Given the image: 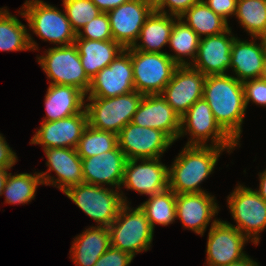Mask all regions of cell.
Returning a JSON list of instances; mask_svg holds the SVG:
<instances>
[{"label":"cell","mask_w":266,"mask_h":266,"mask_svg":"<svg viewBox=\"0 0 266 266\" xmlns=\"http://www.w3.org/2000/svg\"><path fill=\"white\" fill-rule=\"evenodd\" d=\"M148 3L154 10L164 1V0H144Z\"/></svg>","instance_id":"7dc6e473"},{"label":"cell","mask_w":266,"mask_h":266,"mask_svg":"<svg viewBox=\"0 0 266 266\" xmlns=\"http://www.w3.org/2000/svg\"><path fill=\"white\" fill-rule=\"evenodd\" d=\"M172 143L174 142L164 132L132 122L124 126L118 134V146L127 160L161 158Z\"/></svg>","instance_id":"4fadbf2b"},{"label":"cell","mask_w":266,"mask_h":266,"mask_svg":"<svg viewBox=\"0 0 266 266\" xmlns=\"http://www.w3.org/2000/svg\"><path fill=\"white\" fill-rule=\"evenodd\" d=\"M161 158L127 160L121 186L141 195L158 194L169 188V167ZM138 161L140 162L138 165Z\"/></svg>","instance_id":"5bb4252c"},{"label":"cell","mask_w":266,"mask_h":266,"mask_svg":"<svg viewBox=\"0 0 266 266\" xmlns=\"http://www.w3.org/2000/svg\"><path fill=\"white\" fill-rule=\"evenodd\" d=\"M262 78L266 79V61H265V65H264V71H263Z\"/></svg>","instance_id":"c3c4849f"},{"label":"cell","mask_w":266,"mask_h":266,"mask_svg":"<svg viewBox=\"0 0 266 266\" xmlns=\"http://www.w3.org/2000/svg\"><path fill=\"white\" fill-rule=\"evenodd\" d=\"M229 27L225 32L200 38L197 55L190 64L204 75L227 74L231 64V46L235 39Z\"/></svg>","instance_id":"ffe728a7"},{"label":"cell","mask_w":266,"mask_h":266,"mask_svg":"<svg viewBox=\"0 0 266 266\" xmlns=\"http://www.w3.org/2000/svg\"><path fill=\"white\" fill-rule=\"evenodd\" d=\"M178 18L154 10L141 28L137 39L141 43H135L132 48L143 52L167 53L160 50L169 44L172 27Z\"/></svg>","instance_id":"4316f807"},{"label":"cell","mask_w":266,"mask_h":266,"mask_svg":"<svg viewBox=\"0 0 266 266\" xmlns=\"http://www.w3.org/2000/svg\"><path fill=\"white\" fill-rule=\"evenodd\" d=\"M154 9L144 0H128L107 12L113 40L124 48L137 43L142 26Z\"/></svg>","instance_id":"2e32d148"},{"label":"cell","mask_w":266,"mask_h":266,"mask_svg":"<svg viewBox=\"0 0 266 266\" xmlns=\"http://www.w3.org/2000/svg\"><path fill=\"white\" fill-rule=\"evenodd\" d=\"M256 39H259L262 43L263 46V51H264V57H265V61H266V34L259 36V37H255V41Z\"/></svg>","instance_id":"bcb514c9"},{"label":"cell","mask_w":266,"mask_h":266,"mask_svg":"<svg viewBox=\"0 0 266 266\" xmlns=\"http://www.w3.org/2000/svg\"><path fill=\"white\" fill-rule=\"evenodd\" d=\"M39 184L43 185L39 172H35L34 175L30 173L12 175L9 173L1 196L5 195L7 204H26L32 199L34 200Z\"/></svg>","instance_id":"1f68e13d"},{"label":"cell","mask_w":266,"mask_h":266,"mask_svg":"<svg viewBox=\"0 0 266 266\" xmlns=\"http://www.w3.org/2000/svg\"><path fill=\"white\" fill-rule=\"evenodd\" d=\"M118 146V135L102 131L87 125L76 147L81 159L93 157L114 150Z\"/></svg>","instance_id":"836d02e7"},{"label":"cell","mask_w":266,"mask_h":266,"mask_svg":"<svg viewBox=\"0 0 266 266\" xmlns=\"http://www.w3.org/2000/svg\"><path fill=\"white\" fill-rule=\"evenodd\" d=\"M209 193L176 194V219L183 227L203 236L219 206Z\"/></svg>","instance_id":"7402d4cb"},{"label":"cell","mask_w":266,"mask_h":266,"mask_svg":"<svg viewBox=\"0 0 266 266\" xmlns=\"http://www.w3.org/2000/svg\"><path fill=\"white\" fill-rule=\"evenodd\" d=\"M134 90L131 47H128L91 79L85 96L87 98H110Z\"/></svg>","instance_id":"8fae6325"},{"label":"cell","mask_w":266,"mask_h":266,"mask_svg":"<svg viewBox=\"0 0 266 266\" xmlns=\"http://www.w3.org/2000/svg\"><path fill=\"white\" fill-rule=\"evenodd\" d=\"M200 37L183 20L178 18L172 27L169 38V45L176 53L175 55L167 53L178 66L190 65L193 63L199 47ZM192 58L191 62L183 57Z\"/></svg>","instance_id":"f546056e"},{"label":"cell","mask_w":266,"mask_h":266,"mask_svg":"<svg viewBox=\"0 0 266 266\" xmlns=\"http://www.w3.org/2000/svg\"><path fill=\"white\" fill-rule=\"evenodd\" d=\"M179 18L192 28L200 38L203 35L206 37L220 34L229 28L228 22L211 10L203 0L192 5Z\"/></svg>","instance_id":"f1b7e54d"},{"label":"cell","mask_w":266,"mask_h":266,"mask_svg":"<svg viewBox=\"0 0 266 266\" xmlns=\"http://www.w3.org/2000/svg\"><path fill=\"white\" fill-rule=\"evenodd\" d=\"M252 41L240 40L235 37L231 46V64L229 69L234 72L240 82L261 78L264 71L265 57L263 46Z\"/></svg>","instance_id":"603a6c76"},{"label":"cell","mask_w":266,"mask_h":266,"mask_svg":"<svg viewBox=\"0 0 266 266\" xmlns=\"http://www.w3.org/2000/svg\"><path fill=\"white\" fill-rule=\"evenodd\" d=\"M78 31L76 38L89 40H113L110 20L107 12H102Z\"/></svg>","instance_id":"d590c367"},{"label":"cell","mask_w":266,"mask_h":266,"mask_svg":"<svg viewBox=\"0 0 266 266\" xmlns=\"http://www.w3.org/2000/svg\"><path fill=\"white\" fill-rule=\"evenodd\" d=\"M227 198L230 213L237 226L228 224L258 245L259 235L266 229V202L256 191L241 184Z\"/></svg>","instance_id":"30bf717a"},{"label":"cell","mask_w":266,"mask_h":266,"mask_svg":"<svg viewBox=\"0 0 266 266\" xmlns=\"http://www.w3.org/2000/svg\"><path fill=\"white\" fill-rule=\"evenodd\" d=\"M133 256L119 249L109 247V249L99 257L94 266H129Z\"/></svg>","instance_id":"74e56055"},{"label":"cell","mask_w":266,"mask_h":266,"mask_svg":"<svg viewBox=\"0 0 266 266\" xmlns=\"http://www.w3.org/2000/svg\"><path fill=\"white\" fill-rule=\"evenodd\" d=\"M88 125V115L84 108L80 113L57 121H42L30 144H40L46 148H76L81 135Z\"/></svg>","instance_id":"ac0fdd59"},{"label":"cell","mask_w":266,"mask_h":266,"mask_svg":"<svg viewBox=\"0 0 266 266\" xmlns=\"http://www.w3.org/2000/svg\"><path fill=\"white\" fill-rule=\"evenodd\" d=\"M259 175V190H255L259 196L266 202V169Z\"/></svg>","instance_id":"7bdbcfd3"},{"label":"cell","mask_w":266,"mask_h":266,"mask_svg":"<svg viewBox=\"0 0 266 266\" xmlns=\"http://www.w3.org/2000/svg\"><path fill=\"white\" fill-rule=\"evenodd\" d=\"M45 53L37 61L50 79L49 84L74 86L87 93L91 79L82 66L74 43L49 48Z\"/></svg>","instance_id":"52a82bcc"},{"label":"cell","mask_w":266,"mask_h":266,"mask_svg":"<svg viewBox=\"0 0 266 266\" xmlns=\"http://www.w3.org/2000/svg\"><path fill=\"white\" fill-rule=\"evenodd\" d=\"M200 0H164L155 11L163 14H168L176 17L183 15L192 5ZM166 6L169 8L165 10ZM168 11V12H167Z\"/></svg>","instance_id":"f35d334b"},{"label":"cell","mask_w":266,"mask_h":266,"mask_svg":"<svg viewBox=\"0 0 266 266\" xmlns=\"http://www.w3.org/2000/svg\"><path fill=\"white\" fill-rule=\"evenodd\" d=\"M47 157V172H39L43 185H54L63 193L72 186L84 183L82 174V159L76 148H46L43 149ZM54 171L57 178L48 172ZM57 185V186H56Z\"/></svg>","instance_id":"d6986e66"},{"label":"cell","mask_w":266,"mask_h":266,"mask_svg":"<svg viewBox=\"0 0 266 266\" xmlns=\"http://www.w3.org/2000/svg\"><path fill=\"white\" fill-rule=\"evenodd\" d=\"M203 98L216 122L239 144L247 109L243 83L230 74L208 75L204 82Z\"/></svg>","instance_id":"6da1fadb"},{"label":"cell","mask_w":266,"mask_h":266,"mask_svg":"<svg viewBox=\"0 0 266 266\" xmlns=\"http://www.w3.org/2000/svg\"><path fill=\"white\" fill-rule=\"evenodd\" d=\"M224 147L186 145L169 167V189L176 194L202 193L199 186L213 172Z\"/></svg>","instance_id":"7a4b0ae2"},{"label":"cell","mask_w":266,"mask_h":266,"mask_svg":"<svg viewBox=\"0 0 266 266\" xmlns=\"http://www.w3.org/2000/svg\"><path fill=\"white\" fill-rule=\"evenodd\" d=\"M149 197L139 207L145 213L153 230L155 224L167 226L176 220V193L174 191L168 188Z\"/></svg>","instance_id":"4dcf8cb0"},{"label":"cell","mask_w":266,"mask_h":266,"mask_svg":"<svg viewBox=\"0 0 266 266\" xmlns=\"http://www.w3.org/2000/svg\"><path fill=\"white\" fill-rule=\"evenodd\" d=\"M249 240L226 221L214 219L206 245L207 266H224L242 260L247 254L244 244Z\"/></svg>","instance_id":"7c38bea8"},{"label":"cell","mask_w":266,"mask_h":266,"mask_svg":"<svg viewBox=\"0 0 266 266\" xmlns=\"http://www.w3.org/2000/svg\"><path fill=\"white\" fill-rule=\"evenodd\" d=\"M5 8H0V51L38 50L25 25Z\"/></svg>","instance_id":"83f0119b"},{"label":"cell","mask_w":266,"mask_h":266,"mask_svg":"<svg viewBox=\"0 0 266 266\" xmlns=\"http://www.w3.org/2000/svg\"><path fill=\"white\" fill-rule=\"evenodd\" d=\"M235 16L251 37L266 34V0H237Z\"/></svg>","instance_id":"d6a6232c"},{"label":"cell","mask_w":266,"mask_h":266,"mask_svg":"<svg viewBox=\"0 0 266 266\" xmlns=\"http://www.w3.org/2000/svg\"><path fill=\"white\" fill-rule=\"evenodd\" d=\"M74 44L77 47L82 66L90 79L108 66L125 49L114 40L76 38Z\"/></svg>","instance_id":"d4e9b609"},{"label":"cell","mask_w":266,"mask_h":266,"mask_svg":"<svg viewBox=\"0 0 266 266\" xmlns=\"http://www.w3.org/2000/svg\"><path fill=\"white\" fill-rule=\"evenodd\" d=\"M110 246L109 228L91 226L74 239L70 257L77 266H94Z\"/></svg>","instance_id":"484cf974"},{"label":"cell","mask_w":266,"mask_h":266,"mask_svg":"<svg viewBox=\"0 0 266 266\" xmlns=\"http://www.w3.org/2000/svg\"><path fill=\"white\" fill-rule=\"evenodd\" d=\"M143 96L134 90L110 98H87L86 102H90L85 104L88 125L118 135L121 129L132 121Z\"/></svg>","instance_id":"8992f818"},{"label":"cell","mask_w":266,"mask_h":266,"mask_svg":"<svg viewBox=\"0 0 266 266\" xmlns=\"http://www.w3.org/2000/svg\"><path fill=\"white\" fill-rule=\"evenodd\" d=\"M217 15L228 22L229 16L236 14L237 0H203Z\"/></svg>","instance_id":"ab89813d"},{"label":"cell","mask_w":266,"mask_h":266,"mask_svg":"<svg viewBox=\"0 0 266 266\" xmlns=\"http://www.w3.org/2000/svg\"><path fill=\"white\" fill-rule=\"evenodd\" d=\"M85 94L74 86L50 84L45 95V122L57 121L80 113L85 108Z\"/></svg>","instance_id":"cb8c5ba5"},{"label":"cell","mask_w":266,"mask_h":266,"mask_svg":"<svg viewBox=\"0 0 266 266\" xmlns=\"http://www.w3.org/2000/svg\"><path fill=\"white\" fill-rule=\"evenodd\" d=\"M131 122L160 130L173 142L179 138L181 118L161 94L144 95Z\"/></svg>","instance_id":"e0dca14e"},{"label":"cell","mask_w":266,"mask_h":266,"mask_svg":"<svg viewBox=\"0 0 266 266\" xmlns=\"http://www.w3.org/2000/svg\"><path fill=\"white\" fill-rule=\"evenodd\" d=\"M20 15L28 23L30 30L43 41H49L58 46L73 44L76 32L72 29L65 11L42 0H26Z\"/></svg>","instance_id":"5b68a950"},{"label":"cell","mask_w":266,"mask_h":266,"mask_svg":"<svg viewBox=\"0 0 266 266\" xmlns=\"http://www.w3.org/2000/svg\"><path fill=\"white\" fill-rule=\"evenodd\" d=\"M224 266H259V264L247 255L240 261H237V262H234L228 265H224Z\"/></svg>","instance_id":"ee69618b"},{"label":"cell","mask_w":266,"mask_h":266,"mask_svg":"<svg viewBox=\"0 0 266 266\" xmlns=\"http://www.w3.org/2000/svg\"><path fill=\"white\" fill-rule=\"evenodd\" d=\"M243 88L246 108L250 101L266 106V79L261 77L244 81Z\"/></svg>","instance_id":"8d00e7d4"},{"label":"cell","mask_w":266,"mask_h":266,"mask_svg":"<svg viewBox=\"0 0 266 266\" xmlns=\"http://www.w3.org/2000/svg\"><path fill=\"white\" fill-rule=\"evenodd\" d=\"M17 160L16 153L10 148L0 133V169H11Z\"/></svg>","instance_id":"60d3db41"},{"label":"cell","mask_w":266,"mask_h":266,"mask_svg":"<svg viewBox=\"0 0 266 266\" xmlns=\"http://www.w3.org/2000/svg\"><path fill=\"white\" fill-rule=\"evenodd\" d=\"M134 89L143 94H161L178 67L167 53L143 52L131 47Z\"/></svg>","instance_id":"9c48e42d"},{"label":"cell","mask_w":266,"mask_h":266,"mask_svg":"<svg viewBox=\"0 0 266 266\" xmlns=\"http://www.w3.org/2000/svg\"><path fill=\"white\" fill-rule=\"evenodd\" d=\"M10 169H0V196H1V192L5 187V183L9 174Z\"/></svg>","instance_id":"f6af8a7d"},{"label":"cell","mask_w":266,"mask_h":266,"mask_svg":"<svg viewBox=\"0 0 266 266\" xmlns=\"http://www.w3.org/2000/svg\"><path fill=\"white\" fill-rule=\"evenodd\" d=\"M64 194L85 214L97 222L98 227H109L120 208L127 204L126 196L117 189L82 183L69 187Z\"/></svg>","instance_id":"277c9868"},{"label":"cell","mask_w":266,"mask_h":266,"mask_svg":"<svg viewBox=\"0 0 266 266\" xmlns=\"http://www.w3.org/2000/svg\"><path fill=\"white\" fill-rule=\"evenodd\" d=\"M206 75L190 65L178 66L161 95L180 118L203 98Z\"/></svg>","instance_id":"9a60e30c"},{"label":"cell","mask_w":266,"mask_h":266,"mask_svg":"<svg viewBox=\"0 0 266 266\" xmlns=\"http://www.w3.org/2000/svg\"><path fill=\"white\" fill-rule=\"evenodd\" d=\"M63 6L76 34L83 26L102 13L91 0H63Z\"/></svg>","instance_id":"e575fe53"},{"label":"cell","mask_w":266,"mask_h":266,"mask_svg":"<svg viewBox=\"0 0 266 266\" xmlns=\"http://www.w3.org/2000/svg\"><path fill=\"white\" fill-rule=\"evenodd\" d=\"M108 228L111 247L133 257L151 247L154 230L139 206L133 209L129 204H124Z\"/></svg>","instance_id":"3957f363"},{"label":"cell","mask_w":266,"mask_h":266,"mask_svg":"<svg viewBox=\"0 0 266 266\" xmlns=\"http://www.w3.org/2000/svg\"><path fill=\"white\" fill-rule=\"evenodd\" d=\"M188 133L191 137L186 145L206 146L210 139V145L224 147L229 153L238 145L216 122L204 98L197 100L181 117L179 138Z\"/></svg>","instance_id":"ba28073f"},{"label":"cell","mask_w":266,"mask_h":266,"mask_svg":"<svg viewBox=\"0 0 266 266\" xmlns=\"http://www.w3.org/2000/svg\"><path fill=\"white\" fill-rule=\"evenodd\" d=\"M102 12H108L128 0H91Z\"/></svg>","instance_id":"b9f144b4"},{"label":"cell","mask_w":266,"mask_h":266,"mask_svg":"<svg viewBox=\"0 0 266 266\" xmlns=\"http://www.w3.org/2000/svg\"><path fill=\"white\" fill-rule=\"evenodd\" d=\"M126 162L127 158L119 146L114 150L84 158L82 159L84 183L116 186V189L121 190Z\"/></svg>","instance_id":"44dd1931"}]
</instances>
